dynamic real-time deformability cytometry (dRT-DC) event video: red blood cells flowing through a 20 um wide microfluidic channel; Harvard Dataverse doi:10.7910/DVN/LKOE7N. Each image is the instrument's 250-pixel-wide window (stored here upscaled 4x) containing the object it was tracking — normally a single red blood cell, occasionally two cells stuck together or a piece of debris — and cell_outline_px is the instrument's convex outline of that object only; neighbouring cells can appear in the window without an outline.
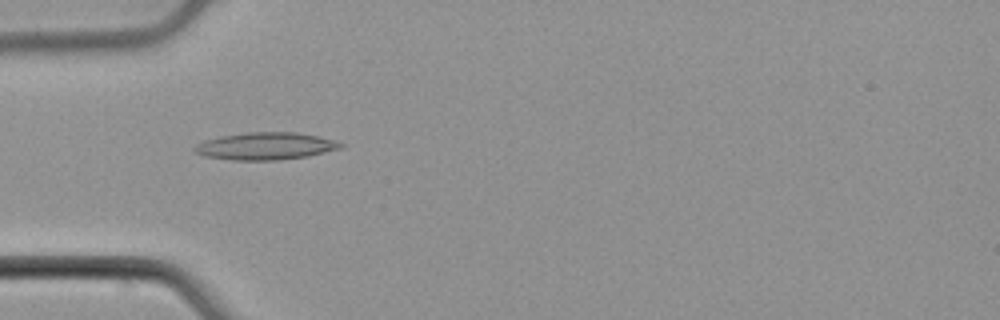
{"species": "common noctule bat (a hibernating species)", "species_latin": "Nyctalus noctula", "temperature_condition": "cold", "stored_images_in_passage": 52, "camera_frame_rate_fps": 3000, "um_per_image_px": 0.085, "animal": {"sex": "male", "body_mass_g": 21.5, "forearm_length_mm": 52.0}, "frame": {"image": 1, "passage_image": 16, "time_ms": 5.0, "image_size_px": [1000, 320], "cell_outline_px": [[344, 144], [340, 148], [308, 156], [280, 160], [232, 160], [204, 156], [192, 152], [192, 148], [196, 144], [204, 140], [220, 136], [244, 132], [296, 132], [316, 136], [332, 140]], "centroid_in_image_um": [22.48, 12.42], "position_along_channel_um": 62.5, "area_um2": 23.29}}
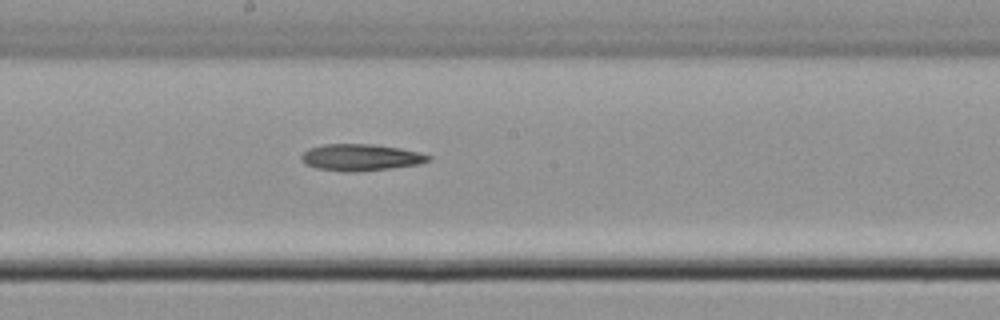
{"frame": {"image": 2, "passage_image": 28, "time_ms": 9.0, "image_size_px": [1000, 320], "cell_outline_px": [[432, 160], [420, 164], [392, 168], [360, 172], [344, 172], [316, 168], [304, 164], [300, 160], [300, 156], [308, 148], [324, 144], [372, 144], [400, 148], [420, 152], [432, 156]], "centroid_in_image_um": [30.66, 13.39], "position_along_channel_um": 217.5, "area_um2": 20.11}}
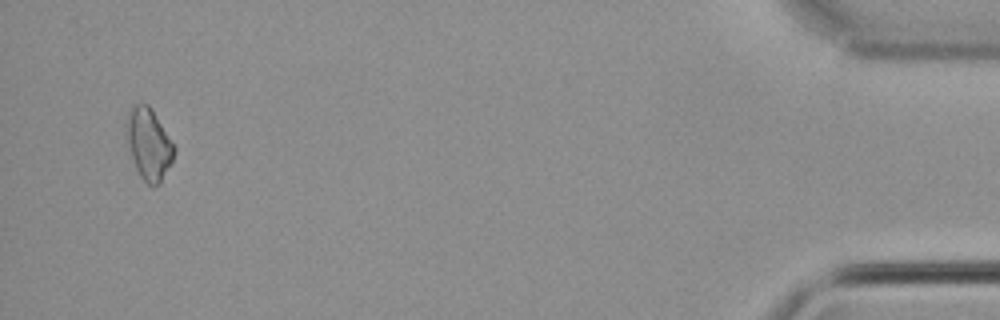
{"frame": {"image": 3, "passage_image": 50, "time_ms": 16.333, "image_size_px": [1000, 320], "cell_outline_px": [[176, 148], [172, 160], [160, 184], [156, 188], [148, 184], [140, 176], [136, 168], [132, 156], [128, 140], [128, 112], [136, 104], [148, 104], [152, 108]], "centroid_in_image_um": [12.69, 12.27], "position_along_channel_um": 422.5, "area_um2": 19.31}}